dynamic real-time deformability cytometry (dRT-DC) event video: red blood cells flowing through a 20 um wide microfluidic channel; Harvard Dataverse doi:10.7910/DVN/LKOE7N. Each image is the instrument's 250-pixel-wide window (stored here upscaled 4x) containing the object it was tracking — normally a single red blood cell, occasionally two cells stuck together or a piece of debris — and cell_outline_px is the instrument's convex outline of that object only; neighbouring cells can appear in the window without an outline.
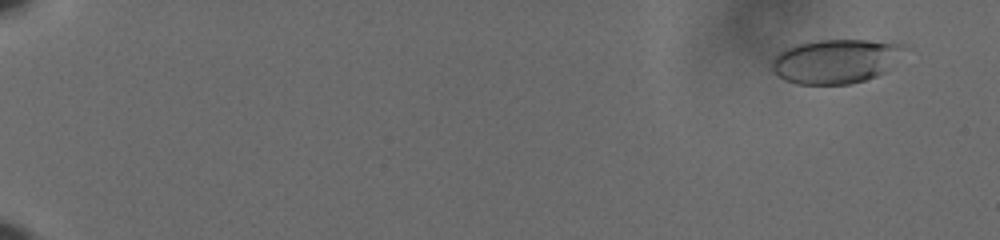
{"species": "human", "species_latin": "Homo sapiens", "temperature_condition": "cold", "stored_images_in_passage": 61, "camera_frame_rate_fps": 3000, "um_per_image_px": 0.085, "donor": {"sex": "male"}, "frame": {"image": 1, "passage_image": 5, "time_ms": 1.333, "image_size_px": [1000, 240], "cell_outline_px": [[912, 48], [884, 72], [876, 76], [864, 80], [848, 84], [796, 84], [784, 80], [772, 72], [772, 56], [776, 52], [784, 48], [796, 44], [816, 40], [864, 40], [908, 44]], "centroid_in_image_um": [71.05, 5.18], "position_along_channel_um": 13.9, "area_um2": 34.85}}
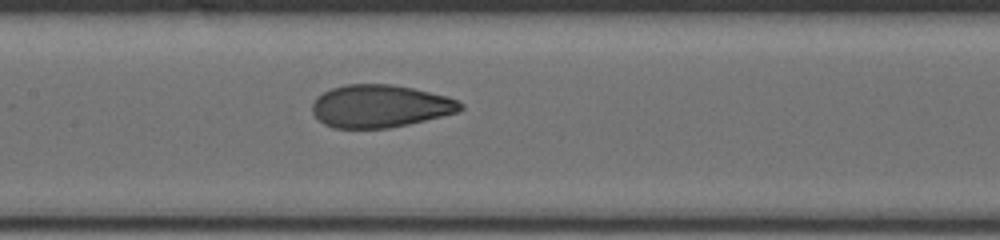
{"frame": {"image": 2, "passage_image": 34, "time_ms": 11.0, "image_size_px": [1000, 240], "cell_outline_px": [[464, 108], [460, 112], [408, 124], [388, 128], [332, 128], [324, 124], [312, 112], [312, 104], [316, 96], [332, 88], [348, 84], [392, 84], [412, 88], [448, 96], [460, 100], [464, 104]], "centroid_in_image_um": [32.34, 9.02], "position_along_channel_um": 175.1, "area_um2": 37.05}}
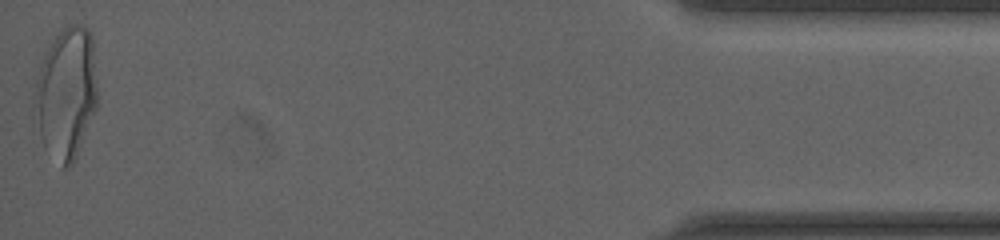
{"frame": {"image": 3, "passage_image": 61, "time_ms": 20.0, "image_size_px": [1000, 240], "cell_outline_px": [[96, 108], [76, 160], [68, 168], [64, 168], [44, 148], [32, 132], [32, 96], [40, 64], [48, 44], [60, 28], [68, 24], [84, 24], [88, 28], [92, 36], [96, 80]], "centroid_in_image_um": [5.55, 7.96], "position_along_channel_um": 429.7, "area_um2": 50.17}, "authors_computed_cell_mechanics": {"area_um2": 36.7608, "velocity_mm_per_s": 3.6301, "shape_relaxation_time_tau1_ms": 5.8282, "shape_relaxation_time_tau2_ms": 0.8877, "deformation_change_tau1": 0.1711, "deformation_change_tau2": 0.0665}}